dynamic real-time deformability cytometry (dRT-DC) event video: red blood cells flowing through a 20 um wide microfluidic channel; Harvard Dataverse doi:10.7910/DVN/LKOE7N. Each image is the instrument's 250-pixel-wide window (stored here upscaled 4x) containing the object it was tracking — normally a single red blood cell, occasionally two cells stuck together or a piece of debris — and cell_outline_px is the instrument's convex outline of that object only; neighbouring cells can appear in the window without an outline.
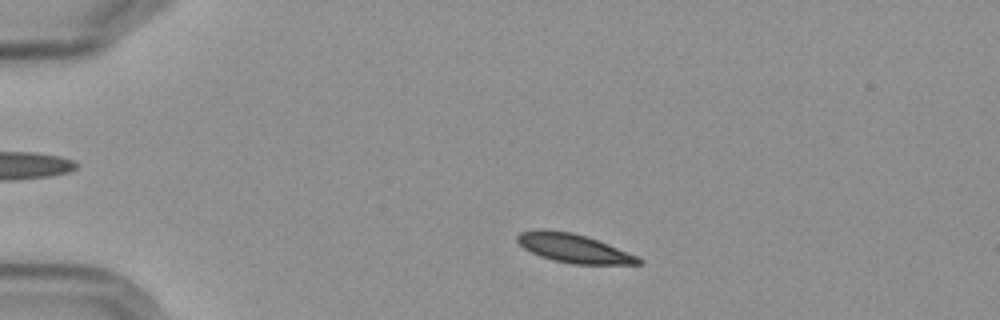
{"species": "Egyptian fruit bat (a non-hibernating species)", "species_latin": "Rousettus aegyptiacus", "temperature_condition": "cold", "stored_images_in_passage": 7, "camera_frame_rate_fps": 3000, "um_per_image_px": 0.085, "frame": {"image": 1, "passage_image": 2, "time_ms": 1.0, "image_size_px": [1000, 320], "cell_outline_px": [[644, 260], [640, 264], [572, 264], [552, 260], [540, 256], [524, 248], [516, 240], [516, 236], [520, 232], [572, 232], [608, 244], [636, 256]], "centroid_in_image_um": [48.81, 21.15], "position_along_channel_um": 36.2, "area_um2": 19.42}}
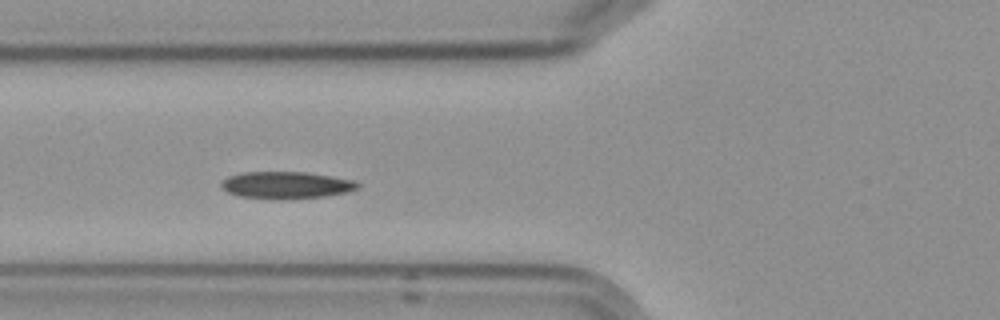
{"frame": {"image": 2, "passage_image": 5, "time_ms": 4.333, "image_size_px": [1000, 320], "cell_outline_px": [[360, 188], [348, 192], [324, 196], [284, 200], [272, 200], [240, 196], [228, 192], [220, 184], [228, 176], [244, 172], [304, 172], [332, 176], [356, 180], [360, 184]], "centroid_in_image_um": [24.38, 15.74], "position_along_channel_um": 101.4, "area_um2": 21.73}}
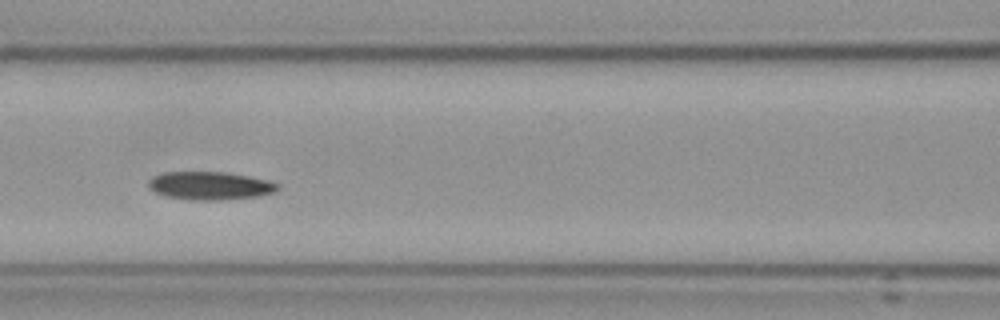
{"frame": {"image": 3, "passage_image": 6, "time_ms": 5.667, "image_size_px": [1000, 320], "cell_outline_px": [[280, 188], [276, 192], [256, 196], [224, 200], [188, 200], [164, 196], [152, 192], [148, 188], [148, 180], [152, 176], [164, 172], [224, 172], [248, 176], [268, 180], [280, 184]], "centroid_in_image_um": [17.81, 15.79], "position_along_channel_um": 148.8, "area_um2": 21.5}}